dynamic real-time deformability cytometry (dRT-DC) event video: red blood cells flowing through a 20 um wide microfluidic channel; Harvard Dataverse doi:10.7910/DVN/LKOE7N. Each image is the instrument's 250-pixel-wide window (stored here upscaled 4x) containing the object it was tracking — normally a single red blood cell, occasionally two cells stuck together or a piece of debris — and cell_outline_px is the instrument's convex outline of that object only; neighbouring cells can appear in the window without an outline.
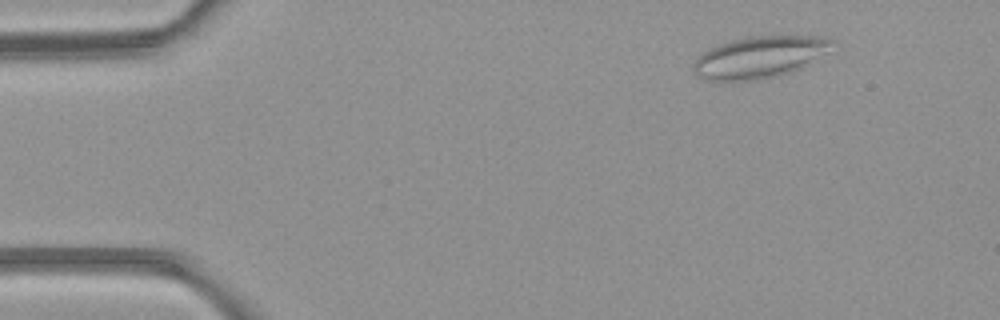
{"species": "common noctule bat (a hibernating species)", "species_latin": "Nyctalus noctula", "temperature_condition": "room temperature", "stored_images_in_passage": 3, "camera_frame_rate_fps": 3000, "um_per_image_px": 0.085, "animal": {"sex": "female", "body_mass_g": 21.9}, "frame": {"image": 1, "passage_image": 1, "time_ms": 0.0, "image_size_px": [1000, 320], "cell_outline_px": [[836, 40], [824, 52], [800, 68], [792, 72], [752, 80], [704, 80], [692, 68], [692, 64], [696, 56], [708, 48], [716, 44], [748, 36], [824, 36]], "centroid_in_image_um": [64.48, 4.83], "position_along_channel_um": 20.5, "area_um2": 33.35}}